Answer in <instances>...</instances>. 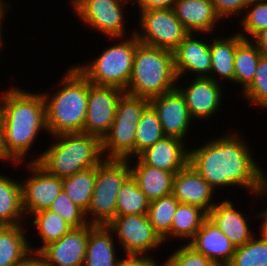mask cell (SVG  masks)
Instances as JSON below:
<instances>
[{
	"label": "cell",
	"instance_id": "cell-38",
	"mask_svg": "<svg viewBox=\"0 0 267 266\" xmlns=\"http://www.w3.org/2000/svg\"><path fill=\"white\" fill-rule=\"evenodd\" d=\"M49 210L58 214L72 228L88 225L85 211L71 201L62 189Z\"/></svg>",
	"mask_w": 267,
	"mask_h": 266
},
{
	"label": "cell",
	"instance_id": "cell-27",
	"mask_svg": "<svg viewBox=\"0 0 267 266\" xmlns=\"http://www.w3.org/2000/svg\"><path fill=\"white\" fill-rule=\"evenodd\" d=\"M23 225L0 226V266H14L32 252Z\"/></svg>",
	"mask_w": 267,
	"mask_h": 266
},
{
	"label": "cell",
	"instance_id": "cell-33",
	"mask_svg": "<svg viewBox=\"0 0 267 266\" xmlns=\"http://www.w3.org/2000/svg\"><path fill=\"white\" fill-rule=\"evenodd\" d=\"M149 205V199L139 189L136 180L130 176L118 192L116 217L133 214H147Z\"/></svg>",
	"mask_w": 267,
	"mask_h": 266
},
{
	"label": "cell",
	"instance_id": "cell-8",
	"mask_svg": "<svg viewBox=\"0 0 267 266\" xmlns=\"http://www.w3.org/2000/svg\"><path fill=\"white\" fill-rule=\"evenodd\" d=\"M150 99L124 92L108 133L101 140L105 159L135 158V135L142 112Z\"/></svg>",
	"mask_w": 267,
	"mask_h": 266
},
{
	"label": "cell",
	"instance_id": "cell-39",
	"mask_svg": "<svg viewBox=\"0 0 267 266\" xmlns=\"http://www.w3.org/2000/svg\"><path fill=\"white\" fill-rule=\"evenodd\" d=\"M168 266H210V261L204 254L197 252L185 243L166 259Z\"/></svg>",
	"mask_w": 267,
	"mask_h": 266
},
{
	"label": "cell",
	"instance_id": "cell-49",
	"mask_svg": "<svg viewBox=\"0 0 267 266\" xmlns=\"http://www.w3.org/2000/svg\"><path fill=\"white\" fill-rule=\"evenodd\" d=\"M266 194H267V176L265 174V171L262 170L260 190H259V194L257 197H260V196L263 197L264 195L266 197ZM265 208H267V207H265Z\"/></svg>",
	"mask_w": 267,
	"mask_h": 266
},
{
	"label": "cell",
	"instance_id": "cell-14",
	"mask_svg": "<svg viewBox=\"0 0 267 266\" xmlns=\"http://www.w3.org/2000/svg\"><path fill=\"white\" fill-rule=\"evenodd\" d=\"M150 105L158 115L164 135L185 142L193 119L180 90L176 87L169 92L155 96L150 99Z\"/></svg>",
	"mask_w": 267,
	"mask_h": 266
},
{
	"label": "cell",
	"instance_id": "cell-6",
	"mask_svg": "<svg viewBox=\"0 0 267 266\" xmlns=\"http://www.w3.org/2000/svg\"><path fill=\"white\" fill-rule=\"evenodd\" d=\"M130 37L109 38L118 40L116 44L104 49L102 54L95 57L86 65H75V67L87 78V80L98 86H114L127 89L131 78L134 54L140 43L135 31H130ZM121 41H120V40Z\"/></svg>",
	"mask_w": 267,
	"mask_h": 266
},
{
	"label": "cell",
	"instance_id": "cell-45",
	"mask_svg": "<svg viewBox=\"0 0 267 266\" xmlns=\"http://www.w3.org/2000/svg\"><path fill=\"white\" fill-rule=\"evenodd\" d=\"M7 2H9V1H6V0H0V52L2 51L1 49H3V22H5L4 21V19H6V17L5 16H7V12H8V10H9V8L10 7H12V6H10L11 4V2H9V3H7ZM6 14V15H5ZM1 55V54H0Z\"/></svg>",
	"mask_w": 267,
	"mask_h": 266
},
{
	"label": "cell",
	"instance_id": "cell-36",
	"mask_svg": "<svg viewBox=\"0 0 267 266\" xmlns=\"http://www.w3.org/2000/svg\"><path fill=\"white\" fill-rule=\"evenodd\" d=\"M244 15L241 16L243 18H239L244 32L240 29L238 34L246 40H251L257 33L267 28V0H252Z\"/></svg>",
	"mask_w": 267,
	"mask_h": 266
},
{
	"label": "cell",
	"instance_id": "cell-9",
	"mask_svg": "<svg viewBox=\"0 0 267 266\" xmlns=\"http://www.w3.org/2000/svg\"><path fill=\"white\" fill-rule=\"evenodd\" d=\"M139 29H134L142 44L173 51L189 34L173 8H139ZM140 31V32H139Z\"/></svg>",
	"mask_w": 267,
	"mask_h": 266
},
{
	"label": "cell",
	"instance_id": "cell-15",
	"mask_svg": "<svg viewBox=\"0 0 267 266\" xmlns=\"http://www.w3.org/2000/svg\"><path fill=\"white\" fill-rule=\"evenodd\" d=\"M187 84L186 87L177 83L176 87L186 100L191 118L193 120L212 118L221 107L224 90L222 84L208 77H194Z\"/></svg>",
	"mask_w": 267,
	"mask_h": 266
},
{
	"label": "cell",
	"instance_id": "cell-21",
	"mask_svg": "<svg viewBox=\"0 0 267 266\" xmlns=\"http://www.w3.org/2000/svg\"><path fill=\"white\" fill-rule=\"evenodd\" d=\"M176 17L189 33L213 34L222 20L210 0H174Z\"/></svg>",
	"mask_w": 267,
	"mask_h": 266
},
{
	"label": "cell",
	"instance_id": "cell-40",
	"mask_svg": "<svg viewBox=\"0 0 267 266\" xmlns=\"http://www.w3.org/2000/svg\"><path fill=\"white\" fill-rule=\"evenodd\" d=\"M221 19L244 16V11L252 0H210Z\"/></svg>",
	"mask_w": 267,
	"mask_h": 266
},
{
	"label": "cell",
	"instance_id": "cell-20",
	"mask_svg": "<svg viewBox=\"0 0 267 266\" xmlns=\"http://www.w3.org/2000/svg\"><path fill=\"white\" fill-rule=\"evenodd\" d=\"M183 140L165 136L137 157L154 168L177 173L189 164V150Z\"/></svg>",
	"mask_w": 267,
	"mask_h": 266
},
{
	"label": "cell",
	"instance_id": "cell-24",
	"mask_svg": "<svg viewBox=\"0 0 267 266\" xmlns=\"http://www.w3.org/2000/svg\"><path fill=\"white\" fill-rule=\"evenodd\" d=\"M134 160H136L135 166L131 165ZM134 160H129L131 176L149 201L172 194L175 173L144 164L138 157Z\"/></svg>",
	"mask_w": 267,
	"mask_h": 266
},
{
	"label": "cell",
	"instance_id": "cell-10",
	"mask_svg": "<svg viewBox=\"0 0 267 266\" xmlns=\"http://www.w3.org/2000/svg\"><path fill=\"white\" fill-rule=\"evenodd\" d=\"M130 1L131 6H134L133 0H70L78 19L108 38L129 36L125 30L124 8Z\"/></svg>",
	"mask_w": 267,
	"mask_h": 266
},
{
	"label": "cell",
	"instance_id": "cell-28",
	"mask_svg": "<svg viewBox=\"0 0 267 266\" xmlns=\"http://www.w3.org/2000/svg\"><path fill=\"white\" fill-rule=\"evenodd\" d=\"M261 51L251 41L243 39L237 46L234 57V83L241 85L244 91L253 81Z\"/></svg>",
	"mask_w": 267,
	"mask_h": 266
},
{
	"label": "cell",
	"instance_id": "cell-37",
	"mask_svg": "<svg viewBox=\"0 0 267 266\" xmlns=\"http://www.w3.org/2000/svg\"><path fill=\"white\" fill-rule=\"evenodd\" d=\"M241 92L249 104L257 105L263 111L267 109V56L260 58L253 81Z\"/></svg>",
	"mask_w": 267,
	"mask_h": 266
},
{
	"label": "cell",
	"instance_id": "cell-47",
	"mask_svg": "<svg viewBox=\"0 0 267 266\" xmlns=\"http://www.w3.org/2000/svg\"><path fill=\"white\" fill-rule=\"evenodd\" d=\"M159 263L154 259V256L139 255V266H168L167 260Z\"/></svg>",
	"mask_w": 267,
	"mask_h": 266
},
{
	"label": "cell",
	"instance_id": "cell-5",
	"mask_svg": "<svg viewBox=\"0 0 267 266\" xmlns=\"http://www.w3.org/2000/svg\"><path fill=\"white\" fill-rule=\"evenodd\" d=\"M173 51L139 43L126 93L151 99L176 88Z\"/></svg>",
	"mask_w": 267,
	"mask_h": 266
},
{
	"label": "cell",
	"instance_id": "cell-34",
	"mask_svg": "<svg viewBox=\"0 0 267 266\" xmlns=\"http://www.w3.org/2000/svg\"><path fill=\"white\" fill-rule=\"evenodd\" d=\"M165 137L160 120L149 104L142 112L136 128L135 157Z\"/></svg>",
	"mask_w": 267,
	"mask_h": 266
},
{
	"label": "cell",
	"instance_id": "cell-18",
	"mask_svg": "<svg viewBox=\"0 0 267 266\" xmlns=\"http://www.w3.org/2000/svg\"><path fill=\"white\" fill-rule=\"evenodd\" d=\"M172 194L178 202L198 206L207 213L218 202L213 200L215 190L190 164L175 174Z\"/></svg>",
	"mask_w": 267,
	"mask_h": 266
},
{
	"label": "cell",
	"instance_id": "cell-50",
	"mask_svg": "<svg viewBox=\"0 0 267 266\" xmlns=\"http://www.w3.org/2000/svg\"><path fill=\"white\" fill-rule=\"evenodd\" d=\"M210 266H230V264H228V263H216V262H212L210 264Z\"/></svg>",
	"mask_w": 267,
	"mask_h": 266
},
{
	"label": "cell",
	"instance_id": "cell-1",
	"mask_svg": "<svg viewBox=\"0 0 267 266\" xmlns=\"http://www.w3.org/2000/svg\"><path fill=\"white\" fill-rule=\"evenodd\" d=\"M228 131L189 149V164L215 191L220 187H244L257 198L263 169L254 161L252 148L242 133Z\"/></svg>",
	"mask_w": 267,
	"mask_h": 266
},
{
	"label": "cell",
	"instance_id": "cell-29",
	"mask_svg": "<svg viewBox=\"0 0 267 266\" xmlns=\"http://www.w3.org/2000/svg\"><path fill=\"white\" fill-rule=\"evenodd\" d=\"M207 218L208 213L200 207L179 203L172 221L171 238L191 241Z\"/></svg>",
	"mask_w": 267,
	"mask_h": 266
},
{
	"label": "cell",
	"instance_id": "cell-2",
	"mask_svg": "<svg viewBox=\"0 0 267 266\" xmlns=\"http://www.w3.org/2000/svg\"><path fill=\"white\" fill-rule=\"evenodd\" d=\"M0 116L7 154L23 164L38 134L47 133L44 97L11 85L0 94Z\"/></svg>",
	"mask_w": 267,
	"mask_h": 266
},
{
	"label": "cell",
	"instance_id": "cell-25",
	"mask_svg": "<svg viewBox=\"0 0 267 266\" xmlns=\"http://www.w3.org/2000/svg\"><path fill=\"white\" fill-rule=\"evenodd\" d=\"M244 38L235 32L231 36L222 37L221 36L210 39V54H211V71L210 76L212 80L217 83H221L223 79L230 82H234V57L236 46ZM220 80H218L217 79Z\"/></svg>",
	"mask_w": 267,
	"mask_h": 266
},
{
	"label": "cell",
	"instance_id": "cell-23",
	"mask_svg": "<svg viewBox=\"0 0 267 266\" xmlns=\"http://www.w3.org/2000/svg\"><path fill=\"white\" fill-rule=\"evenodd\" d=\"M116 240L107 225L89 224L87 249L83 266H116Z\"/></svg>",
	"mask_w": 267,
	"mask_h": 266
},
{
	"label": "cell",
	"instance_id": "cell-48",
	"mask_svg": "<svg viewBox=\"0 0 267 266\" xmlns=\"http://www.w3.org/2000/svg\"><path fill=\"white\" fill-rule=\"evenodd\" d=\"M264 211H261L259 212V214H257L255 212V216L259 219H261V223L262 225H260L261 227L259 228L260 229V233L263 237H265L267 239V208L263 209ZM263 220V221H262Z\"/></svg>",
	"mask_w": 267,
	"mask_h": 266
},
{
	"label": "cell",
	"instance_id": "cell-19",
	"mask_svg": "<svg viewBox=\"0 0 267 266\" xmlns=\"http://www.w3.org/2000/svg\"><path fill=\"white\" fill-rule=\"evenodd\" d=\"M218 202L208 212V219L222 231L235 248L251 240L255 233L249 226L248 217L235 208L230 199Z\"/></svg>",
	"mask_w": 267,
	"mask_h": 266
},
{
	"label": "cell",
	"instance_id": "cell-16",
	"mask_svg": "<svg viewBox=\"0 0 267 266\" xmlns=\"http://www.w3.org/2000/svg\"><path fill=\"white\" fill-rule=\"evenodd\" d=\"M88 235L89 224L72 228L61 239L47 244L38 253L47 266H83Z\"/></svg>",
	"mask_w": 267,
	"mask_h": 266
},
{
	"label": "cell",
	"instance_id": "cell-13",
	"mask_svg": "<svg viewBox=\"0 0 267 266\" xmlns=\"http://www.w3.org/2000/svg\"><path fill=\"white\" fill-rule=\"evenodd\" d=\"M26 167L31 175L21 182L22 206L25 215L31 217L49 209L63 187L62 178L50 175L36 162H28Z\"/></svg>",
	"mask_w": 267,
	"mask_h": 266
},
{
	"label": "cell",
	"instance_id": "cell-42",
	"mask_svg": "<svg viewBox=\"0 0 267 266\" xmlns=\"http://www.w3.org/2000/svg\"><path fill=\"white\" fill-rule=\"evenodd\" d=\"M14 266H47L43 257L38 252H30L22 261Z\"/></svg>",
	"mask_w": 267,
	"mask_h": 266
},
{
	"label": "cell",
	"instance_id": "cell-11",
	"mask_svg": "<svg viewBox=\"0 0 267 266\" xmlns=\"http://www.w3.org/2000/svg\"><path fill=\"white\" fill-rule=\"evenodd\" d=\"M107 226L112 230L115 239H118V245L124 254L149 256L147 252H153L164 244L147 214L118 216Z\"/></svg>",
	"mask_w": 267,
	"mask_h": 266
},
{
	"label": "cell",
	"instance_id": "cell-41",
	"mask_svg": "<svg viewBox=\"0 0 267 266\" xmlns=\"http://www.w3.org/2000/svg\"><path fill=\"white\" fill-rule=\"evenodd\" d=\"M174 0H133L137 8H172Z\"/></svg>",
	"mask_w": 267,
	"mask_h": 266
},
{
	"label": "cell",
	"instance_id": "cell-22",
	"mask_svg": "<svg viewBox=\"0 0 267 266\" xmlns=\"http://www.w3.org/2000/svg\"><path fill=\"white\" fill-rule=\"evenodd\" d=\"M188 244L216 263L229 264L235 252L231 241L208 218Z\"/></svg>",
	"mask_w": 267,
	"mask_h": 266
},
{
	"label": "cell",
	"instance_id": "cell-31",
	"mask_svg": "<svg viewBox=\"0 0 267 266\" xmlns=\"http://www.w3.org/2000/svg\"><path fill=\"white\" fill-rule=\"evenodd\" d=\"M31 217H34L32 227L36 228L42 241L40 247L30 246L32 252H39L44 246L58 241L72 229L58 214L49 209L34 213Z\"/></svg>",
	"mask_w": 267,
	"mask_h": 266
},
{
	"label": "cell",
	"instance_id": "cell-30",
	"mask_svg": "<svg viewBox=\"0 0 267 266\" xmlns=\"http://www.w3.org/2000/svg\"><path fill=\"white\" fill-rule=\"evenodd\" d=\"M95 178L96 166L62 178L63 190L71 201L85 212L88 210L94 192Z\"/></svg>",
	"mask_w": 267,
	"mask_h": 266
},
{
	"label": "cell",
	"instance_id": "cell-32",
	"mask_svg": "<svg viewBox=\"0 0 267 266\" xmlns=\"http://www.w3.org/2000/svg\"><path fill=\"white\" fill-rule=\"evenodd\" d=\"M179 203L173 194L150 201L148 219L165 244L171 238L172 221Z\"/></svg>",
	"mask_w": 267,
	"mask_h": 266
},
{
	"label": "cell",
	"instance_id": "cell-43",
	"mask_svg": "<svg viewBox=\"0 0 267 266\" xmlns=\"http://www.w3.org/2000/svg\"><path fill=\"white\" fill-rule=\"evenodd\" d=\"M5 160V161H4ZM7 162L9 161L12 164L14 163V167H18V164L7 154V150L5 147V137H4V126L2 123V119L0 116V162Z\"/></svg>",
	"mask_w": 267,
	"mask_h": 266
},
{
	"label": "cell",
	"instance_id": "cell-12",
	"mask_svg": "<svg viewBox=\"0 0 267 266\" xmlns=\"http://www.w3.org/2000/svg\"><path fill=\"white\" fill-rule=\"evenodd\" d=\"M125 91L114 86H98L89 82L87 116L83 132L101 140L114 121L120 97Z\"/></svg>",
	"mask_w": 267,
	"mask_h": 266
},
{
	"label": "cell",
	"instance_id": "cell-26",
	"mask_svg": "<svg viewBox=\"0 0 267 266\" xmlns=\"http://www.w3.org/2000/svg\"><path fill=\"white\" fill-rule=\"evenodd\" d=\"M26 215L22 206L21 182L0 174V226L21 225Z\"/></svg>",
	"mask_w": 267,
	"mask_h": 266
},
{
	"label": "cell",
	"instance_id": "cell-3",
	"mask_svg": "<svg viewBox=\"0 0 267 266\" xmlns=\"http://www.w3.org/2000/svg\"><path fill=\"white\" fill-rule=\"evenodd\" d=\"M58 83L56 93L42 92L50 136L83 132L87 116L89 81L73 65ZM52 95V96H51Z\"/></svg>",
	"mask_w": 267,
	"mask_h": 266
},
{
	"label": "cell",
	"instance_id": "cell-17",
	"mask_svg": "<svg viewBox=\"0 0 267 266\" xmlns=\"http://www.w3.org/2000/svg\"><path fill=\"white\" fill-rule=\"evenodd\" d=\"M189 33L173 50L174 65L178 80L187 72L194 77H208L211 71L210 42ZM199 38V39H198ZM201 39V40H200ZM203 40V41H202Z\"/></svg>",
	"mask_w": 267,
	"mask_h": 266
},
{
	"label": "cell",
	"instance_id": "cell-7",
	"mask_svg": "<svg viewBox=\"0 0 267 266\" xmlns=\"http://www.w3.org/2000/svg\"><path fill=\"white\" fill-rule=\"evenodd\" d=\"M130 176L128 159H104L96 166L94 192L85 212L89 224L108 225L116 217L118 192Z\"/></svg>",
	"mask_w": 267,
	"mask_h": 266
},
{
	"label": "cell",
	"instance_id": "cell-35",
	"mask_svg": "<svg viewBox=\"0 0 267 266\" xmlns=\"http://www.w3.org/2000/svg\"><path fill=\"white\" fill-rule=\"evenodd\" d=\"M230 266H267V239L256 235L242 246L236 247Z\"/></svg>",
	"mask_w": 267,
	"mask_h": 266
},
{
	"label": "cell",
	"instance_id": "cell-44",
	"mask_svg": "<svg viewBox=\"0 0 267 266\" xmlns=\"http://www.w3.org/2000/svg\"><path fill=\"white\" fill-rule=\"evenodd\" d=\"M251 41L258 47L263 56H267V28L257 33Z\"/></svg>",
	"mask_w": 267,
	"mask_h": 266
},
{
	"label": "cell",
	"instance_id": "cell-46",
	"mask_svg": "<svg viewBox=\"0 0 267 266\" xmlns=\"http://www.w3.org/2000/svg\"><path fill=\"white\" fill-rule=\"evenodd\" d=\"M123 256V259L119 258L116 266H139V255L123 254Z\"/></svg>",
	"mask_w": 267,
	"mask_h": 266
},
{
	"label": "cell",
	"instance_id": "cell-4",
	"mask_svg": "<svg viewBox=\"0 0 267 266\" xmlns=\"http://www.w3.org/2000/svg\"><path fill=\"white\" fill-rule=\"evenodd\" d=\"M47 150L28 162H36L47 173L59 178L99 165L105 158L101 139L84 132L52 136ZM56 138V140L54 139Z\"/></svg>",
	"mask_w": 267,
	"mask_h": 266
}]
</instances>
